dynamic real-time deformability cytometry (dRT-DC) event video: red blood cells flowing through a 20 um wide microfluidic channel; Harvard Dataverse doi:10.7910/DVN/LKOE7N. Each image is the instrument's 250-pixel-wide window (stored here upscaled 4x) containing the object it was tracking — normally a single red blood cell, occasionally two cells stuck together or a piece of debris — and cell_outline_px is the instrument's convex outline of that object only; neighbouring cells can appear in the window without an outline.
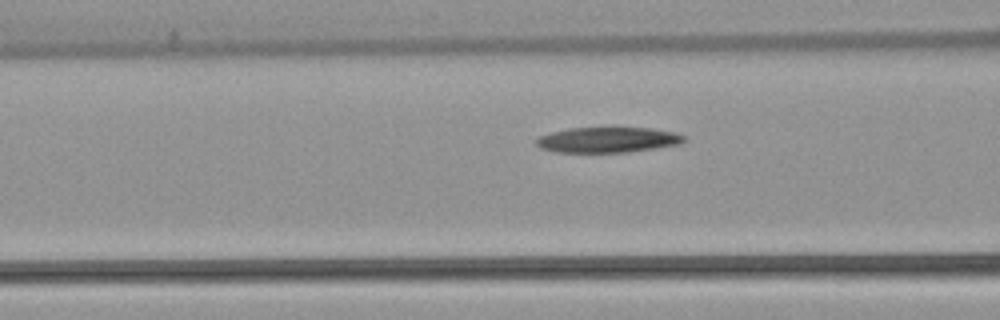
{"species": "common noctule bat (a hibernating species)", "species_latin": "Nyctalus noctula", "temperature_condition": "warm", "stored_images_in_passage": 27, "camera_frame_rate_fps": 3000, "um_per_image_px": 0.085, "animal": {"sex": "female", "body_mass_g": 22.7, "forearm_length_mm": 54.2}, "frame": {"image": 1, "passage_image": 5, "time_ms": 1.333, "image_size_px": [1000, 320], "cell_outline_px": [[688, 140], [680, 144], [628, 152], [556, 152], [540, 148], [536, 144], [536, 140], [540, 136], [552, 132], [568, 128], [648, 128], [676, 132], [684, 136]], "centroid_in_image_um": [51.68, 11.89], "position_along_channel_um": 114.9, "area_um2": 21.79}}
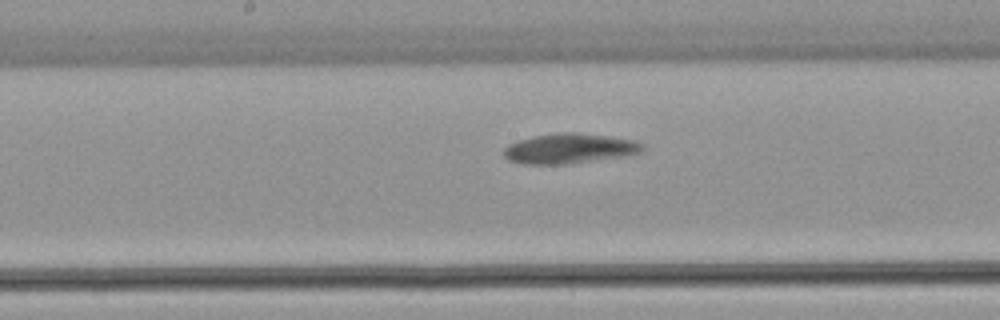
{"frame": {"image": 2, "passage_image": 12, "time_ms": 3.667, "image_size_px": [1000, 320], "cell_outline_px": [[644, 148], [640, 152], [628, 156], [572, 164], [524, 164], [508, 160], [504, 156], [504, 148], [508, 144], [520, 140], [536, 136], [560, 132], [576, 132], [608, 136], [636, 140], [644, 144]], "centroid_in_image_um": [48.45, 12.63], "position_along_channel_um": 199.7, "area_um2": 24.51}}
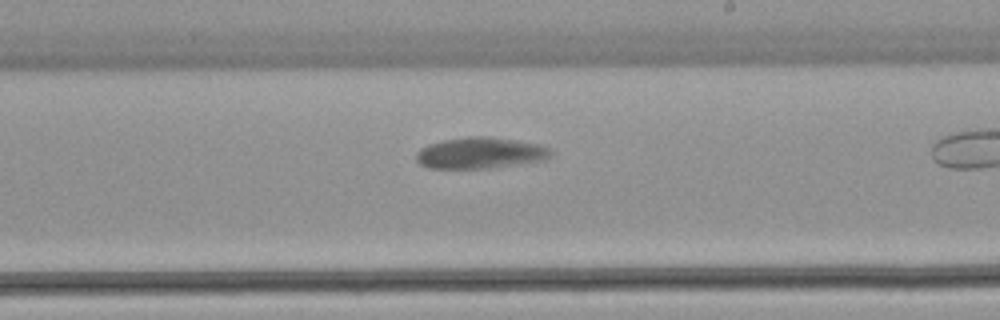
{"frame": {"image": 3, "passage_image": 16, "time_ms": 5.0, "image_size_px": [1000, 320], "cell_outline_px": [[552, 156], [544, 160], [492, 168], [428, 168], [420, 164], [416, 160], [416, 152], [420, 148], [428, 144], [444, 140], [468, 136], [488, 136], [536, 144], [548, 148], [552, 152]], "centroid_in_image_um": [40.78, 13.01], "position_along_channel_um": 248.2, "area_um2": 24.39}}